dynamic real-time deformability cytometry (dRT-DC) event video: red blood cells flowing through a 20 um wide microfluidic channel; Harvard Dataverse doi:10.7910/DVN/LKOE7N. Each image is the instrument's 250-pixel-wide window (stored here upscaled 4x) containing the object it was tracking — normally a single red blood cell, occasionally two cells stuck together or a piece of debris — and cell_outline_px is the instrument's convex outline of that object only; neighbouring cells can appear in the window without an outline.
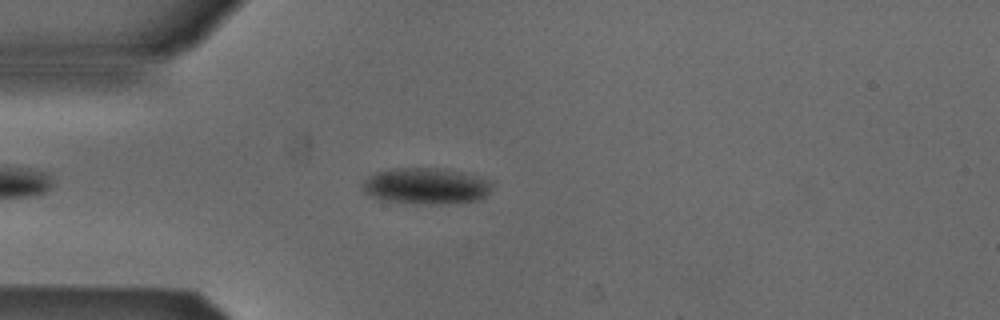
{"species": "Egyptian fruit bat (a non-hibernating species)", "species_latin": "Rousettus aegyptiacus", "temperature_condition": "cold", "stored_images_in_passage": 43, "camera_frame_rate_fps": 3000, "um_per_image_px": 0.085, "animal": {"sex": "male"}, "frame": {"image": 1, "passage_image": 7, "time_ms": 2.0, "image_size_px": [1000, 320], "cell_outline_px": [[496, 180], [488, 192], [484, 196], [476, 200], [440, 204], [416, 204], [380, 200], [364, 192], [360, 188], [360, 184], [368, 176], [376, 172], [392, 168], [436, 168], [460, 172]], "centroid_in_image_um": [36.18, 15.81], "position_along_channel_um": 48.8, "area_um2": 27.63}}
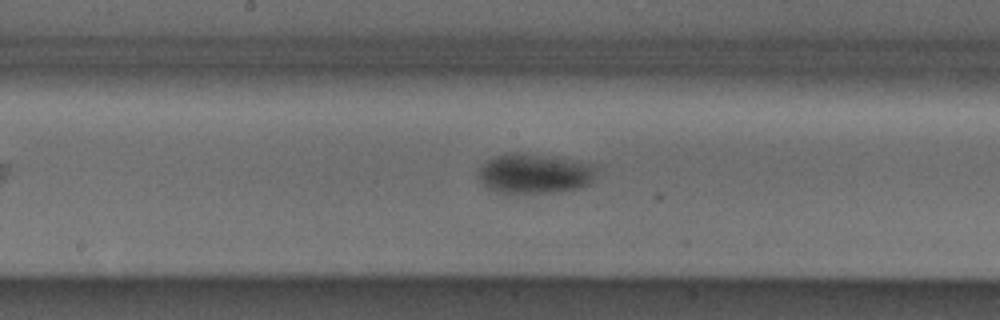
{"frame": {"image": 2, "passage_image": 20, "time_ms": 6.333, "image_size_px": [1000, 320], "cell_outline_px": [[596, 164], [592, 180], [588, 184], [580, 188], [552, 192], [496, 192], [488, 188], [480, 180], [480, 168], [488, 160], [496, 156], [516, 152]], "centroid_in_image_um": [45.44, 14.76], "position_along_channel_um": 202.8, "area_um2": 26.53}}
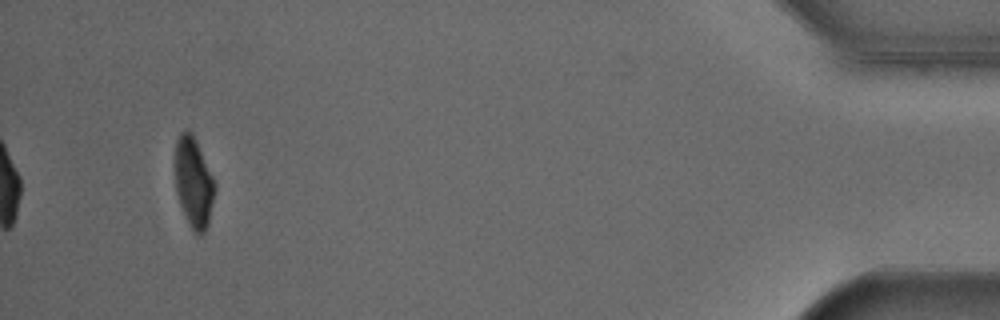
{"frame": {"image": 3, "passage_image": 43, "time_ms": 14.0, "image_size_px": [1000, 320], "cell_outline_px": [[216, 192], [208, 224], [204, 232], [200, 236], [196, 236], [180, 204], [176, 192], [176, 140], [180, 132], [184, 128], [192, 132], [196, 140], [216, 184]], "centroid_in_image_um": [16.48, 15.5], "position_along_channel_um": 418.7, "area_um2": 20.81}, "authors_computed_cell_mechanics": {"area_um2": 25.9522, "velocity_mm_per_s": 3.846, "shape_relaxation_time_tau1_ms": 8.801, "shape_relaxation_time_tau2_ms": null, "deformation_change_tau1": 0.1469, "deformation_change_tau2": null}}